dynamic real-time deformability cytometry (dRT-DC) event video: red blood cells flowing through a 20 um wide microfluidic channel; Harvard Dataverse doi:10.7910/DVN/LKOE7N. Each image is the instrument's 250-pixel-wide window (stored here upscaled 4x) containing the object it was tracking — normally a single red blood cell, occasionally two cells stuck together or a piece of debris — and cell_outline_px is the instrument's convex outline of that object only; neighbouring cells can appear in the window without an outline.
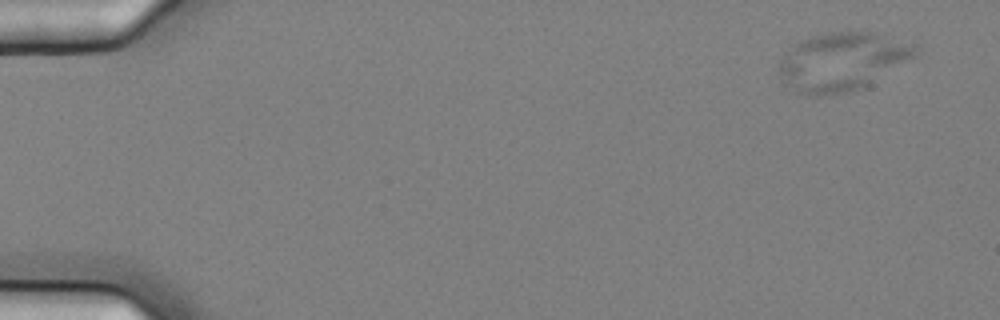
{"species": "common noctule bat (a hibernating species)", "species_latin": "Nyctalus noctula", "temperature_condition": "cold", "stored_images_in_passage": 55, "camera_frame_rate_fps": 3000, "um_per_image_px": 0.085, "animal": {"sex": "female", "body_mass_g": 25.1}, "frame": {"image": 1, "passage_image": 1, "time_ms": 0.0, "image_size_px": [1000, 320], "cell_outline_px": [[920, 52], [868, 84], [852, 92], [816, 96], [812, 96], [796, 92], [780, 72], [780, 60], [792, 44], [800, 40], [812, 36], [828, 32], [876, 32], [920, 44]], "centroid_in_image_um": [71.63, 5.2], "position_along_channel_um": 13.4, "area_um2": 45.95}}
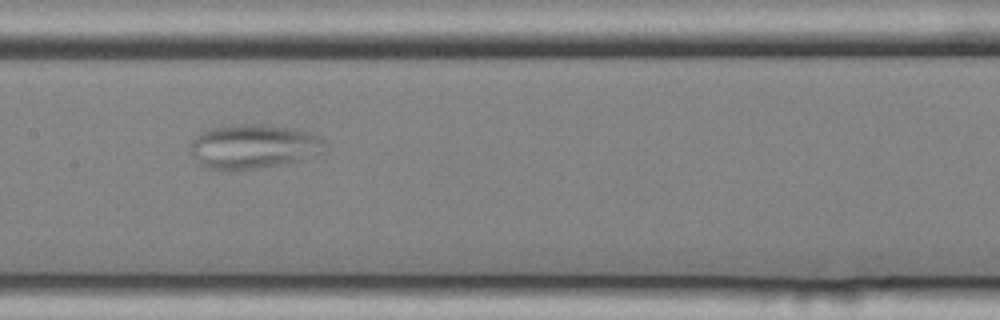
{"frame": {"image": 2, "passage_image": 27, "time_ms": 8.667, "image_size_px": [1000, 320], "cell_outline_px": [[328, 148], [324, 152], [300, 160], [256, 168], [208, 168], [192, 152], [192, 140], [200, 132], [208, 128], [232, 124], [264, 124], [296, 128], [308, 132], [324, 140]], "centroid_in_image_um": [21.62, 12.39], "position_along_channel_um": 185.8, "area_um2": 34.1}}
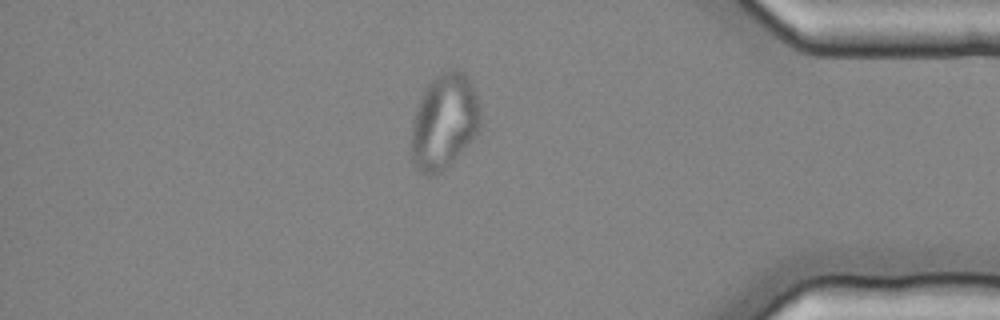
{"frame": {"image": 3, "passage_image": 47, "time_ms": 15.333, "image_size_px": [1000, 320], "cell_outline_px": [[480, 132], [440, 172], [428, 176], [424, 176], [412, 164], [412, 120], [420, 96], [424, 88], [444, 68], [456, 68], [464, 72], [476, 96], [480, 108]], "centroid_in_image_um": [37.74, 10.31], "position_along_channel_um": 397.5, "area_um2": 38.49}}